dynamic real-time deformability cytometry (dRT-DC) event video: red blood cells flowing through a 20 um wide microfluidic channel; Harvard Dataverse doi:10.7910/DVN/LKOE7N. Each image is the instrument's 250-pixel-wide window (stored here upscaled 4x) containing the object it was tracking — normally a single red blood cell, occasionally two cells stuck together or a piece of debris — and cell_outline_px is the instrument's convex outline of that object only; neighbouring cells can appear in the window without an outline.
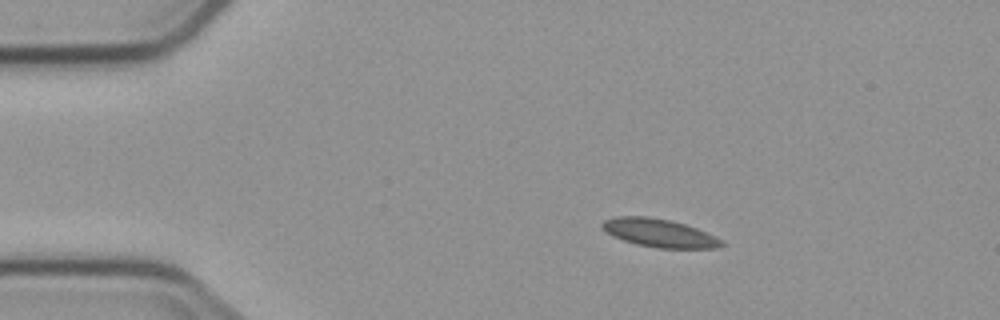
{"species": "common noctule bat (a hibernating species)", "species_latin": "Nyctalus noctula", "temperature_condition": "cold", "stored_images_in_passage": 4, "camera_frame_rate_fps": 3000, "um_per_image_px": 0.085, "animal": {"sex": "male", "body_mass_g": 23.1, "forearm_length_mm": 52.7}, "frame": {"image": 1, "passage_image": 1, "time_ms": 0.0, "image_size_px": [1000, 320], "cell_outline_px": [[724, 244], [716, 248], [656, 248], [636, 244], [612, 236], [600, 228], [600, 224], [604, 220], [616, 216], [648, 216], [668, 220], [684, 224], [696, 228], [724, 240]], "centroid_in_image_um": [56.0, 19.8], "position_along_channel_um": 29.0, "area_um2": 19.65}}
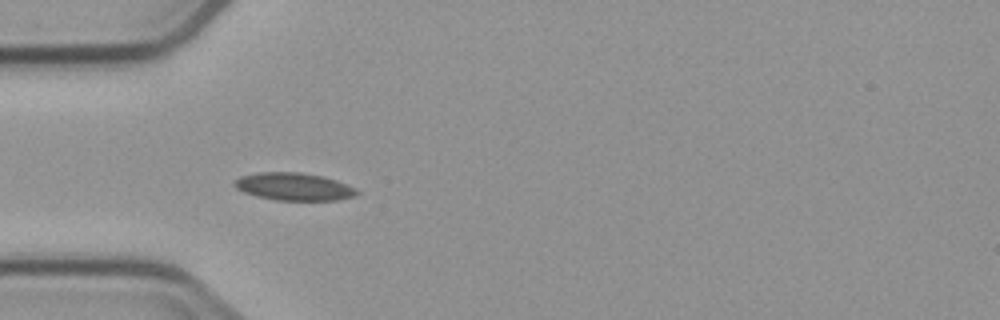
{"frame": {"image": 2, "passage_image": 3, "time_ms": 2.333, "image_size_px": [1000, 320], "cell_outline_px": [[360, 192], [352, 196], [336, 200], [276, 200], [256, 196], [244, 192], [236, 188], [232, 184], [240, 176], [256, 172], [300, 172], [324, 176], [336, 180], [356, 188]], "centroid_in_image_um": [24.96, 15.85], "position_along_channel_um": 60.0, "area_um2": 19.71}}
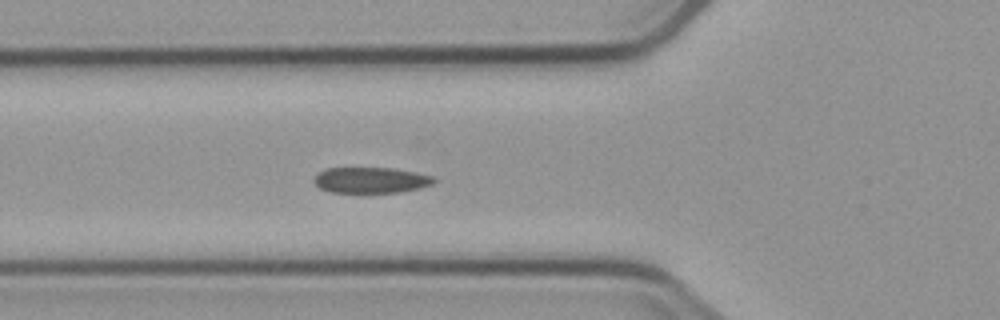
{"frame": {"image": 3, "passage_image": 4, "time_ms": 3.333, "image_size_px": [1000, 320], "cell_outline_px": [[436, 180], [432, 184], [420, 188], [400, 192], [364, 196], [332, 192], [320, 188], [312, 180], [324, 168], [392, 168], [416, 172], [432, 176]], "centroid_in_image_um": [31.51, 15.36], "position_along_channel_um": 94.3, "area_um2": 18.9}}